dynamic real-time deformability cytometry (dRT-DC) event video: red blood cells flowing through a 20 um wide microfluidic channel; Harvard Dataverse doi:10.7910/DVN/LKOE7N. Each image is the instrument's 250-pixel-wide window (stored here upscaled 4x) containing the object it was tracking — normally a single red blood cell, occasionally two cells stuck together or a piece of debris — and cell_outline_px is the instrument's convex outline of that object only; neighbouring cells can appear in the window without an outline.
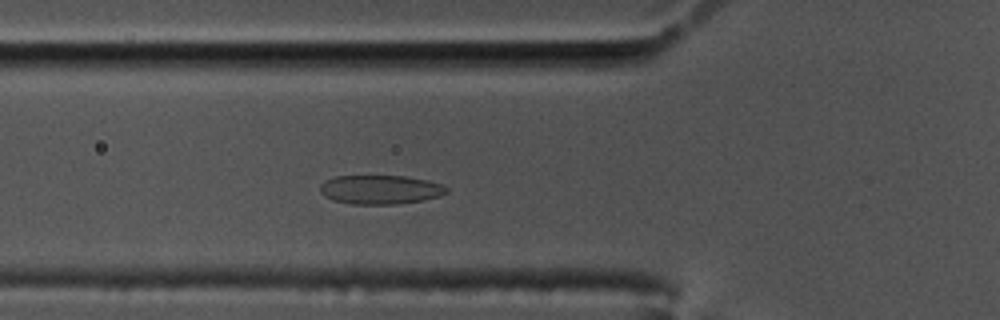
{"species": "common noctule bat (a hibernating species)", "species_latin": "Nyctalus noctula", "temperature_condition": "cold", "stored_images_in_passage": 43, "camera_frame_rate_fps": 3000, "um_per_image_px": 0.085, "animal": {"sex": "male", "body_mass_g": 17.5, "forearm_length_mm": 52.3}, "frame": {"image": 1, "passage_image": 5, "time_ms": 1.333, "image_size_px": [1000, 320], "cell_outline_px": [[448, 192], [440, 196], [424, 200], [396, 204], [352, 204], [332, 200], [324, 196], [320, 192], [320, 184], [324, 180], [336, 176], [404, 176], [428, 180], [444, 184], [448, 188]], "centroid_in_image_um": [32.34, 16.11], "position_along_channel_um": 93.5, "area_um2": 21.62}}
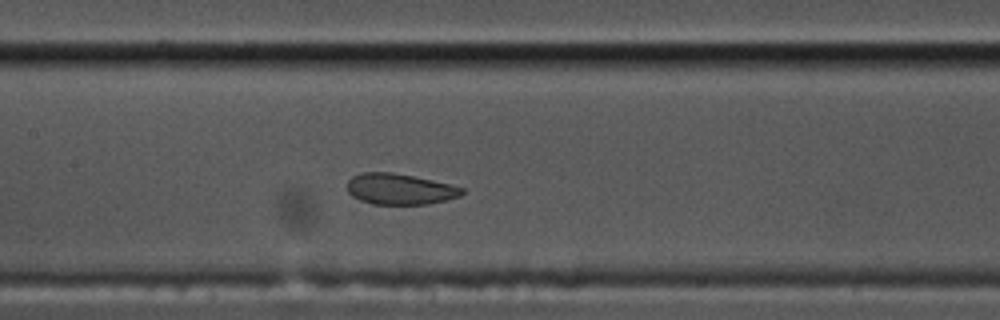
{"frame": {"image": 2, "passage_image": 12, "time_ms": 3.667, "image_size_px": [1000, 320], "cell_outline_px": [[464, 192], [460, 196], [428, 204], [372, 204], [360, 200], [352, 196], [348, 192], [348, 180], [352, 176], [364, 172], [392, 172], [432, 180], [464, 188]], "centroid_in_image_um": [33.96, 16.07], "position_along_channel_um": 173.4, "area_um2": 20.52}}
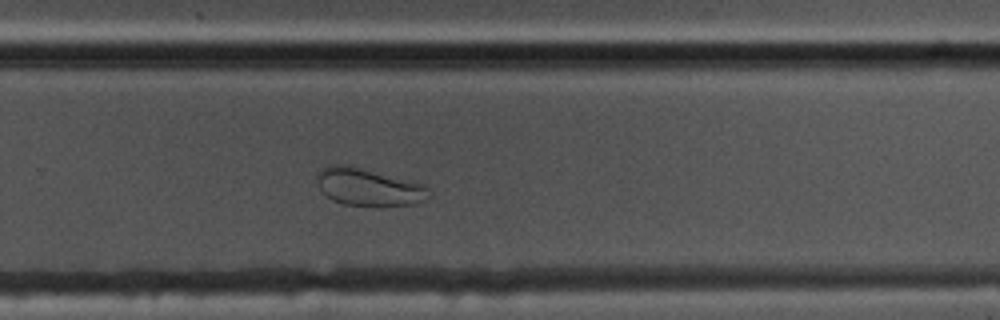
{"frame": {"image": 3, "passage_image": 23, "time_ms": 7.333, "image_size_px": [1000, 320], "cell_outline_px": [[432, 196], [416, 204], [344, 204], [332, 200], [324, 196], [320, 192], [316, 180], [320, 172], [324, 168], [332, 164], [344, 164], [424, 184], [428, 188]], "centroid_in_image_um": [31.3, 15.89], "position_along_channel_um": 298.5, "area_um2": 23.87}, "authors_computed_cell_mechanics": {"area_um2": 23.0044, "velocity_mm_per_s": 3.4143, "shape_relaxation_time_tau1_ms": null, "shape_relaxation_time_tau2_ms": 0.9089, "deformation_change_tau1": null, "deformation_change_tau2": 0.0615}}